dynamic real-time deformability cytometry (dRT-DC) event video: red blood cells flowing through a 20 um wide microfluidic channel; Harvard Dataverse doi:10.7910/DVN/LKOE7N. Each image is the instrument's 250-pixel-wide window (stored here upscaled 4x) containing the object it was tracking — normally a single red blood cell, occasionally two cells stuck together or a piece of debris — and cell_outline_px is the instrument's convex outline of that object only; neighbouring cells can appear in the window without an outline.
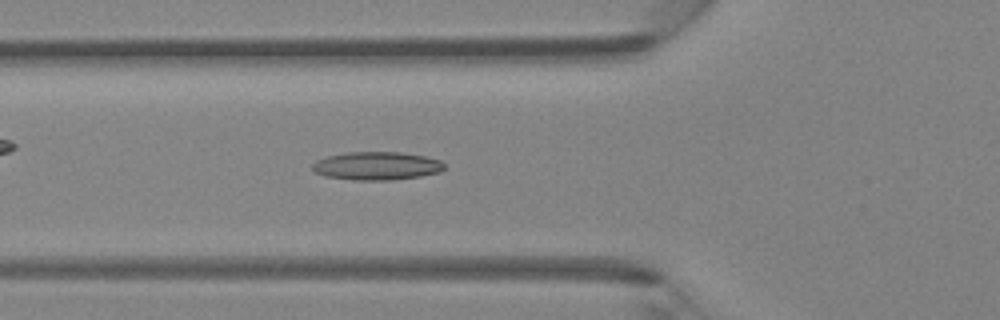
{"species": "Egyptian fruit bat (a non-hibernating species)", "species_latin": "Rousettus aegyptiacus", "temperature_condition": "room temperature", "stored_images_in_passage": 45, "camera_frame_rate_fps": 3000, "um_per_image_px": 0.085, "animal": {"sex": "female"}, "frame": {"image": 1, "passage_image": 16, "time_ms": 5.0, "image_size_px": [1000, 320], "cell_outline_px": [[444, 168], [440, 172], [420, 176], [392, 180], [356, 180], [324, 176], [316, 172], [312, 168], [312, 164], [316, 160], [328, 156], [348, 152], [400, 152], [424, 156], [440, 160], [444, 164]], "centroid_in_image_um": [32.02, 14.1], "position_along_channel_um": 93.8, "area_um2": 21.62}}
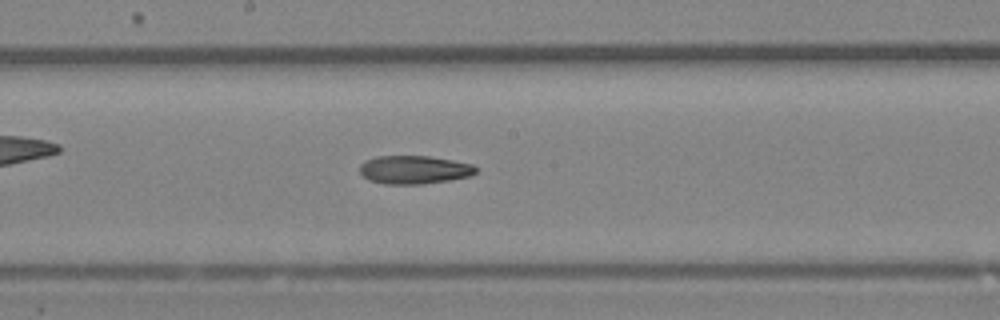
{"frame": {"image": 2, "passage_image": 24, "time_ms": 7.667, "image_size_px": [1000, 320], "cell_outline_px": [[476, 172], [472, 176], [448, 180], [420, 184], [384, 184], [368, 180], [360, 172], [360, 164], [364, 160], [376, 156], [428, 156], [452, 160], [472, 164], [476, 168]], "centroid_in_image_um": [35.18, 14.42], "position_along_channel_um": 213.0, "area_um2": 19.19}}
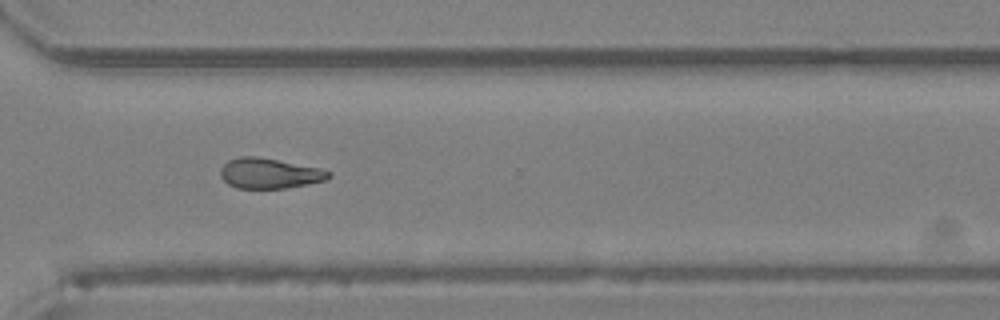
{"frame": {"image": 3, "passage_image": 33, "time_ms": 10.667, "image_size_px": [1000, 320], "cell_outline_px": [[332, 176], [328, 180], [308, 184], [284, 188], [236, 188], [228, 184], [220, 176], [220, 168], [228, 160], [240, 156], [256, 156], [320, 168], [332, 172]], "centroid_in_image_um": [22.91, 14.73], "position_along_channel_um": 347.7, "area_um2": 19.19}}